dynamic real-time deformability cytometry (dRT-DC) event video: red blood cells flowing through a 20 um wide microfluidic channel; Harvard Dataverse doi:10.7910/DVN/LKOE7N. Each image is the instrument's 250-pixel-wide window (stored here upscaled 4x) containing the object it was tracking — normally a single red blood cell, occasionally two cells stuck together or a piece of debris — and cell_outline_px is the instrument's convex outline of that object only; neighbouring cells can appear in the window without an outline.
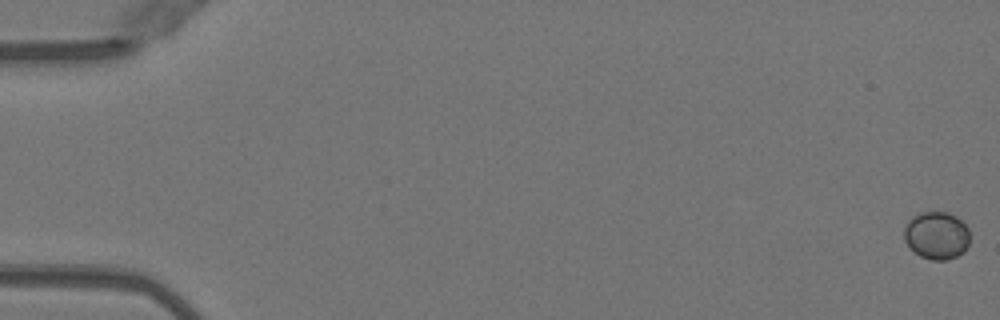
{"species": "Egyptian fruit bat (a non-hibernating species)", "species_latin": "Rousettus aegyptiacus", "temperature_condition": "warm", "stored_images_in_passage": 17, "camera_frame_rate_fps": 3000, "um_per_image_px": 0.085, "animal": {"sex": "female"}, "frame": {"image": 1, "passage_image": 1, "time_ms": 0.0, "image_size_px": [1000, 320], "cell_outline_px": [[968, 244], [964, 252], [948, 260], [932, 260], [920, 256], [904, 240], [904, 228], [908, 220], [912, 216], [920, 212], [948, 212], [956, 216], [968, 228]], "centroid_in_image_um": [79.6, 20.0], "position_along_channel_um": 5.4, "area_um2": 18.21}}